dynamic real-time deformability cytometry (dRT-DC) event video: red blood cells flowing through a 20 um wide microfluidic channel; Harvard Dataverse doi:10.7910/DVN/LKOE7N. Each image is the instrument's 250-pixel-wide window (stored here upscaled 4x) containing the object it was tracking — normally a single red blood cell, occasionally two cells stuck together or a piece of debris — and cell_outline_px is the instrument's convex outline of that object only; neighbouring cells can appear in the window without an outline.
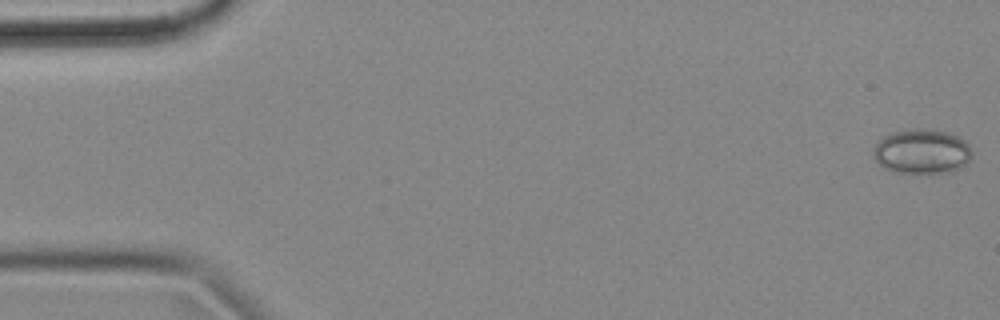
{"species": "common noctule bat (a hibernating species)", "species_latin": "Nyctalus noctula", "temperature_condition": "cold", "stored_images_in_passage": 16, "camera_frame_rate_fps": 3000, "um_per_image_px": 0.085, "animal": {"sex": "female", "body_mass_g": 18.4}, "frame": {"image": 1, "passage_image": 1, "time_ms": 0.0, "image_size_px": [1000, 320], "cell_outline_px": [[972, 156], [964, 164], [956, 168], [936, 172], [892, 172], [884, 168], [876, 160], [872, 152], [876, 144], [884, 136], [892, 132], [912, 128], [920, 128], [948, 132], [964, 140], [968, 144], [972, 152]], "centroid_in_image_um": [78.31, 12.84], "position_along_channel_um": 6.7, "area_um2": 25.2}}